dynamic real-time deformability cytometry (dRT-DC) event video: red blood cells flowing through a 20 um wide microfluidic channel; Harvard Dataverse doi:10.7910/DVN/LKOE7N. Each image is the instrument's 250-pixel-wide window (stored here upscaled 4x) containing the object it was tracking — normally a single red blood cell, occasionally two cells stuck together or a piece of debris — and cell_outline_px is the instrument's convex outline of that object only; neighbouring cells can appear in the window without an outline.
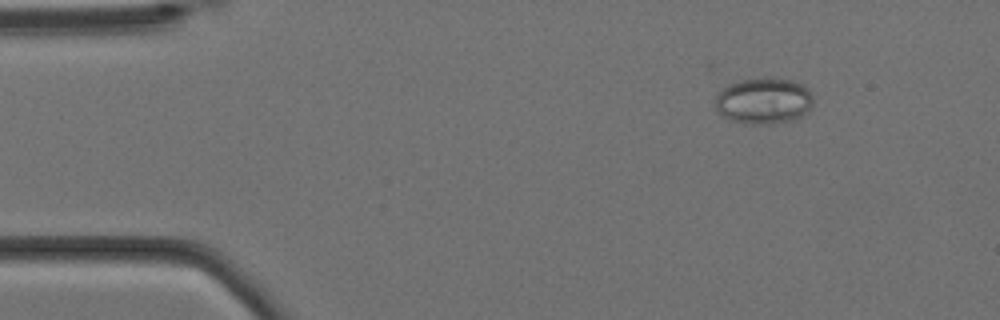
{"species": "Egyptian fruit bat (a non-hibernating species)", "species_latin": "Rousettus aegyptiacus", "temperature_condition": "cold", "stored_images_in_passage": 6, "camera_frame_rate_fps": 3000, "um_per_image_px": 0.085, "animal": {"sex": "female"}, "frame": {"image": 1, "passage_image": 2, "time_ms": 0.333, "image_size_px": [1000, 320], "cell_outline_px": [[812, 108], [808, 112], [792, 120], [772, 124], [744, 124], [732, 120], [716, 112], [716, 96], [728, 84], [740, 80], [792, 80], [804, 84], [812, 92]], "centroid_in_image_um": [64.94, 8.61], "position_along_channel_um": 20.1, "area_um2": 26.13}}